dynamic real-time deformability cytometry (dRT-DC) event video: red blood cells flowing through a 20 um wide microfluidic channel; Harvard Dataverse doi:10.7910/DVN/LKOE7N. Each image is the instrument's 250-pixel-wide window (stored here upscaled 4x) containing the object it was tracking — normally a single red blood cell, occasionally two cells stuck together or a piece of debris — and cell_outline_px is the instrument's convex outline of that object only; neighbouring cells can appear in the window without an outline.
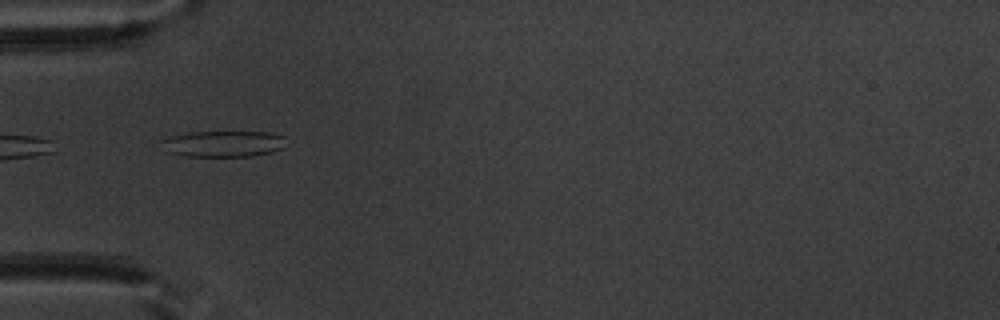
{"species": "common noctule bat (a hibernating species)", "species_latin": "Nyctalus noctula", "temperature_condition": "warm", "stored_images_in_passage": 3, "camera_frame_rate_fps": 3000, "um_per_image_px": 0.085, "animal": {"sex": "male", "body_mass_g": 20.1, "forearm_length_mm": 53.5}, "frame": {"image": 1, "passage_image": 1, "time_ms": 0.0, "image_size_px": [1000, 320], "cell_outline_px": [[284, 148], [272, 152], [252, 156], [184, 156], [164, 152], [160, 140], [168, 136], [188, 132], [268, 132], [284, 136]], "centroid_in_image_um": [18.92, 12.22], "position_along_channel_um": 66.1, "area_um2": 19.25}}